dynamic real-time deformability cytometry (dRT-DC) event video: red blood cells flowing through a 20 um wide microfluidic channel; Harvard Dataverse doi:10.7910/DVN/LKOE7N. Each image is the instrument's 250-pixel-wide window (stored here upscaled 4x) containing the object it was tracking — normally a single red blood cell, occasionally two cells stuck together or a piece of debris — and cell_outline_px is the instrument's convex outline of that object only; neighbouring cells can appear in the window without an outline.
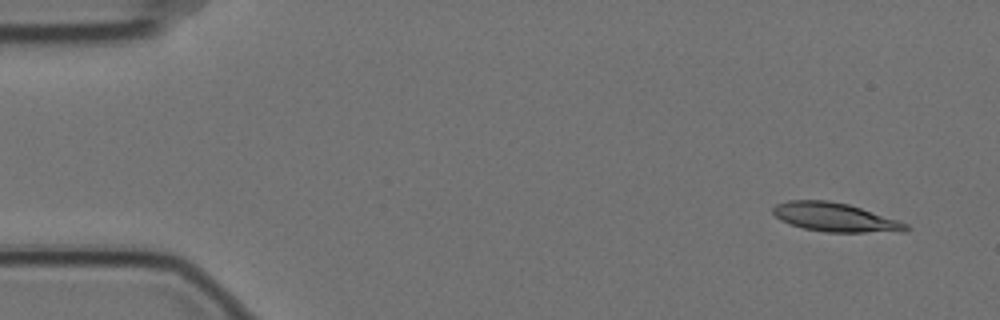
{"species": "Egyptian fruit bat (a non-hibernating species)", "species_latin": "Rousettus aegyptiacus", "temperature_condition": "cold", "stored_images_in_passage": 3, "camera_frame_rate_fps": 3000, "um_per_image_px": 0.085, "animal": {"sex": "female"}, "frame": {"image": 1, "passage_image": 3, "time_ms": 0.667, "image_size_px": [1000, 320], "cell_outline_px": [[912, 228], [908, 232], [824, 232], [804, 228], [788, 224], [780, 220], [772, 212], [772, 208], [776, 204], [788, 200], [828, 200], [848, 204], [908, 224]], "centroid_in_image_um": [70.97, 18.48], "position_along_channel_um": 14.0, "area_um2": 22.37}}